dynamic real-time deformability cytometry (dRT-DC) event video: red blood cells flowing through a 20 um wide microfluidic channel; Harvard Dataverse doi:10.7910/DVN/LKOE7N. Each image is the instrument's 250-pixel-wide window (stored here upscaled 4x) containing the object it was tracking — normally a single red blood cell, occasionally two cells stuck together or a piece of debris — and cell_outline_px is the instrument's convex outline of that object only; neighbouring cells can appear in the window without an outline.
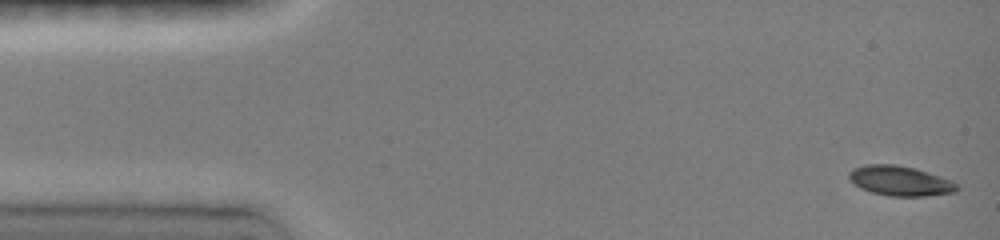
{"species": "common noctule bat (a hibernating species)", "species_latin": "Nyctalus noctula", "temperature_condition": "room temperature", "stored_images_in_passage": 48, "camera_frame_rate_fps": 3000, "um_per_image_px": 0.085, "animal": {"sex": "female", "body_mass_g": 19.0, "forearm_length_mm": 51.5}, "frame": {"image": 1, "passage_image": 1, "time_ms": 0.0, "image_size_px": [1000, 240], "cell_outline_px": [[960, 188], [956, 192], [928, 196], [888, 196], [872, 192], [860, 188], [848, 176], [848, 172], [852, 168], [864, 164], [896, 164], [916, 168], [952, 180], [960, 184]], "centroid_in_image_um": [76.55, 15.37], "position_along_channel_um": 8.4, "area_um2": 19.07}}
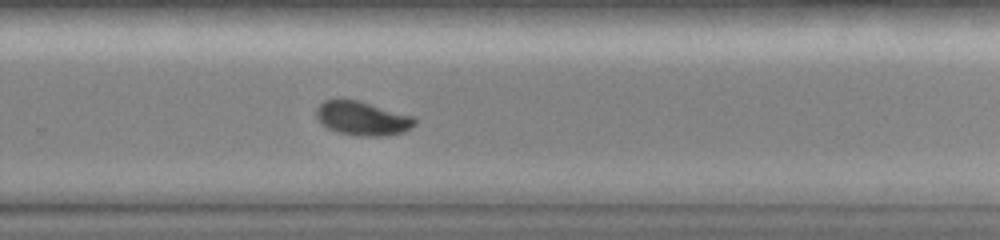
{"frame": {"image": 2, "passage_image": 35, "time_ms": 10.0, "image_size_px": [1000, 240], "cell_outline_px": [[416, 124], [404, 132], [380, 136], [360, 136], [340, 132], [328, 128], [316, 116], [316, 108], [324, 100], [360, 100], [416, 116]], "centroid_in_image_um": [30.87, 10.05], "position_along_channel_um": 298.9, "area_um2": 19.48}}
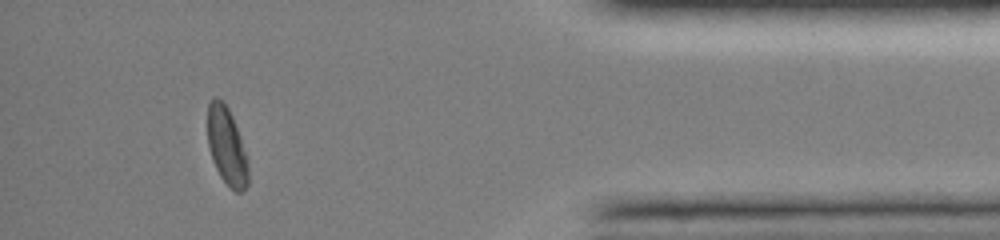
{"frame": {"image": 3, "passage_image": 44, "time_ms": 13.667, "image_size_px": [1000, 240], "cell_outline_px": [[248, 184], [240, 192], [236, 192], [220, 176], [212, 160], [208, 144], [208, 104], [212, 96], [216, 96], [224, 100], [232, 116], [248, 156]], "centroid_in_image_um": [19.28, 12.38], "position_along_channel_um": 415.9, "area_um2": 18.5}, "authors_computed_cell_mechanics": {"area_um2": 19.5075, "velocity_mm_per_s": 4.0669, "shape_relaxation_time_tau1_ms": 4.7972, "shape_relaxation_time_tau2_ms": null, "deformation_change_tau1": 0.1611, "deformation_change_tau2": null}}